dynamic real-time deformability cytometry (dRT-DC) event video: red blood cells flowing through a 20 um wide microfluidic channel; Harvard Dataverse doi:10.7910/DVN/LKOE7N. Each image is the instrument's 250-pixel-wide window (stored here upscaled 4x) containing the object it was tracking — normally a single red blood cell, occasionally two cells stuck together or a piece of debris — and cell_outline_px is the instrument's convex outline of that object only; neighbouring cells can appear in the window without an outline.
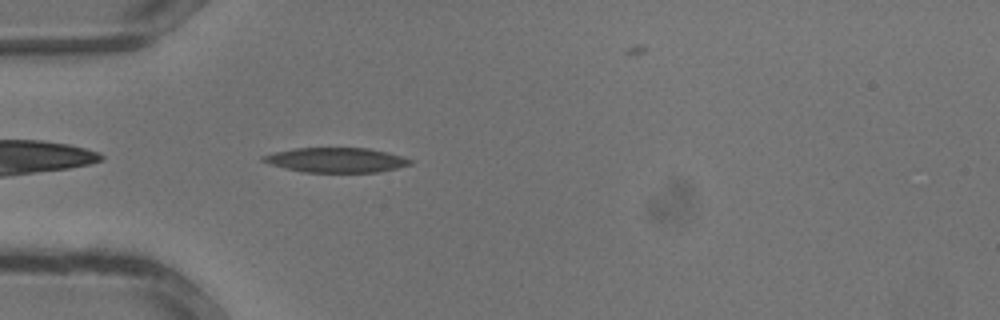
{"species": "common noctule bat (a hibernating species)", "species_latin": "Nyctalus noctula", "temperature_condition": "warm", "stored_images_in_passage": 21, "camera_frame_rate_fps": 3000, "um_per_image_px": 0.085, "animal": {"sex": "male", "body_mass_g": 13.3}, "frame": {"image": 1, "passage_image": 1, "time_ms": 0.0, "image_size_px": [1000, 320], "cell_outline_px": [[412, 164], [396, 168], [376, 172], [304, 172], [284, 168], [260, 160], [260, 156], [292, 148], [368, 148], [388, 152], [412, 160]], "centroid_in_image_um": [28.55, 13.6], "position_along_channel_um": 56.5, "area_um2": 21.1}}
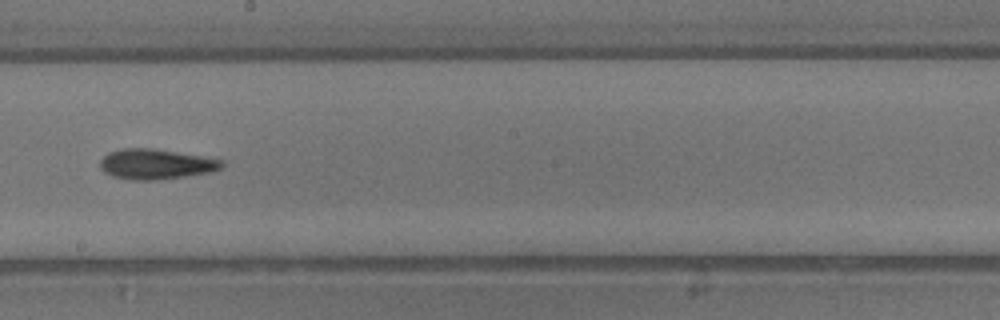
{"frame": {"image": 2, "passage_image": 10, "time_ms": 3.0, "image_size_px": [1000, 320], "cell_outline_px": [[224, 164], [220, 168], [212, 172], [156, 180], [132, 180], [112, 176], [104, 172], [100, 168], [100, 160], [108, 152], [124, 148], [156, 148], [204, 156], [224, 160]], "centroid_in_image_um": [13.25, 13.94], "position_along_channel_um": 234.9, "area_um2": 21.62}}
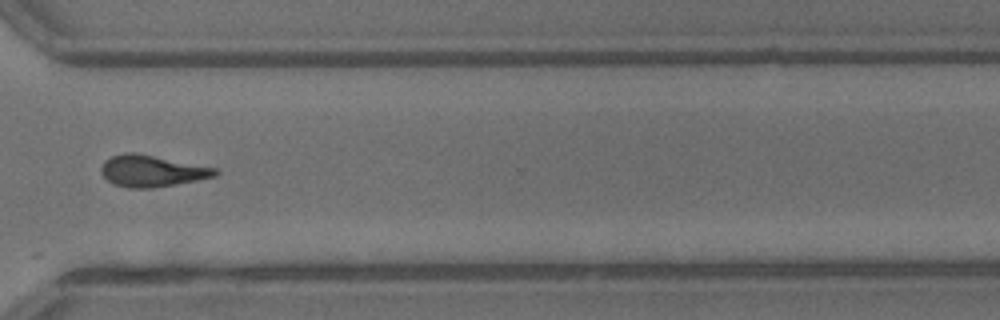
{"frame": {"image": 3, "passage_image": 16, "time_ms": 5.0, "image_size_px": [1000, 320], "cell_outline_px": [[220, 172], [216, 176], [196, 180], [152, 188], [128, 188], [112, 184], [100, 172], [100, 168], [104, 160], [112, 156], [124, 152], [136, 152], [216, 168]], "centroid_in_image_um": [12.87, 14.52], "position_along_channel_um": 357.7, "area_um2": 20.98}}